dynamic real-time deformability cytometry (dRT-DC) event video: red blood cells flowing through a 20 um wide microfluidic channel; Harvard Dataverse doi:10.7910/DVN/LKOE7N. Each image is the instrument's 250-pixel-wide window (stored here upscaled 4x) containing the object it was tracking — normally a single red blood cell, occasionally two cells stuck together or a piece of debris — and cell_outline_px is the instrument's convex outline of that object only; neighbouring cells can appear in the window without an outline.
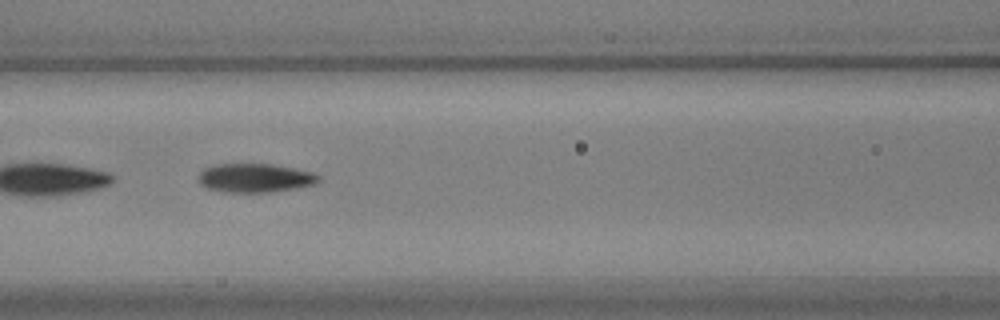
{"species": "common noctule bat (a hibernating species)", "species_latin": "Nyctalus noctula", "temperature_condition": "warm", "stored_images_in_passage": 51, "camera_frame_rate_fps": 3000, "um_per_image_px": 0.085, "animal": {"sex": "male", "body_mass_g": 17.9, "forearm_length_mm": 54.2}, "frame": {"image": 1, "passage_image": 25, "time_ms": 8.0, "image_size_px": [1000, 320], "cell_outline_px": [[320, 180], [316, 184], [268, 192], [224, 192], [208, 188], [200, 184], [200, 172], [204, 168], [216, 164], [272, 164], [312, 172], [320, 176]], "centroid_in_image_um": [21.67, 15.12], "position_along_channel_um": 144.9, "area_um2": 19.94}}
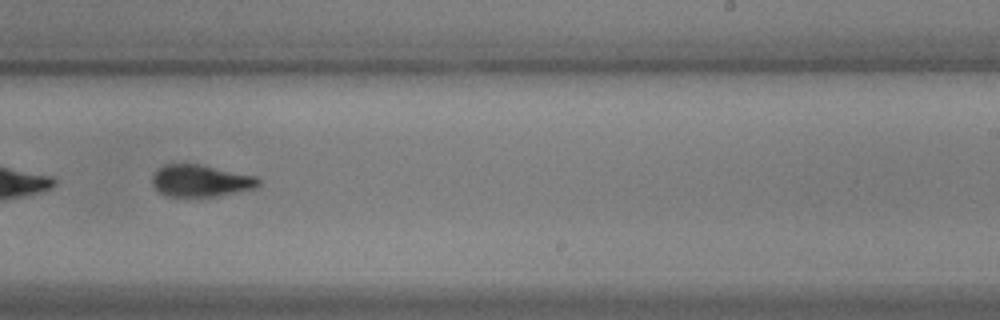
{"frame": {"image": 2, "passage_image": 36, "time_ms": 11.667, "image_size_px": [1000, 320], "cell_outline_px": [[260, 184], [256, 188], [216, 196], [168, 196], [160, 192], [152, 184], [152, 176], [156, 168], [164, 164], [200, 164], [256, 176], [260, 180]], "centroid_in_image_um": [17.04, 15.35], "position_along_channel_um": 272.0, "area_um2": 19.77}}
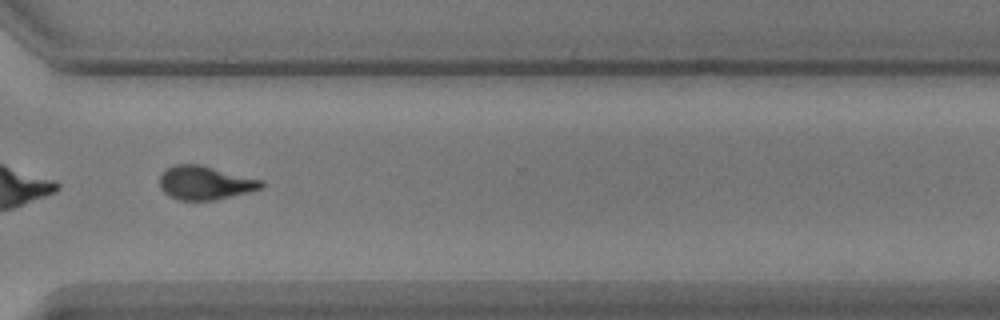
{"frame": {"image": 3, "passage_image": 43, "time_ms": 14.0, "image_size_px": [1000, 320], "cell_outline_px": [[264, 184], [260, 188], [248, 192], [216, 200], [180, 200], [168, 196], [160, 188], [160, 176], [168, 168], [176, 164], [200, 164], [264, 180]], "centroid_in_image_um": [17.44, 15.54], "position_along_channel_um": 353.2, "area_um2": 19.94}}